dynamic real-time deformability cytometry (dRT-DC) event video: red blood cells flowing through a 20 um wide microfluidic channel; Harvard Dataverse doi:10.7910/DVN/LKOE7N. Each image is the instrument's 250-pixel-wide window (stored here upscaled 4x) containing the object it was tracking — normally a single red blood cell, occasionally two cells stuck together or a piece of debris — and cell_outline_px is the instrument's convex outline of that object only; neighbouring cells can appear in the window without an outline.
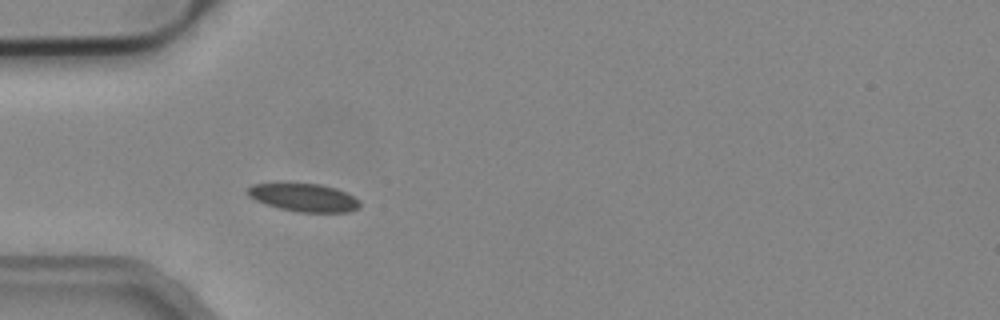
{"species": "common noctule bat (a hibernating species)", "species_latin": "Nyctalus noctula", "temperature_condition": "cold", "stored_images_in_passage": 8, "camera_frame_rate_fps": 3000, "um_per_image_px": 0.085, "animal": {"sex": "male", "body_mass_g": 19.2, "forearm_length_mm": 51.8}, "frame": {"image": 1, "passage_image": 4, "time_ms": 1.0, "image_size_px": [1000, 320], "cell_outline_px": [[360, 208], [348, 212], [296, 212], [280, 208], [256, 200], [248, 196], [244, 192], [252, 184], [276, 180], [284, 180], [320, 184], [336, 188], [360, 200]], "centroid_in_image_um": [25.74, 16.73], "position_along_channel_um": 59.3, "area_um2": 19.25}}